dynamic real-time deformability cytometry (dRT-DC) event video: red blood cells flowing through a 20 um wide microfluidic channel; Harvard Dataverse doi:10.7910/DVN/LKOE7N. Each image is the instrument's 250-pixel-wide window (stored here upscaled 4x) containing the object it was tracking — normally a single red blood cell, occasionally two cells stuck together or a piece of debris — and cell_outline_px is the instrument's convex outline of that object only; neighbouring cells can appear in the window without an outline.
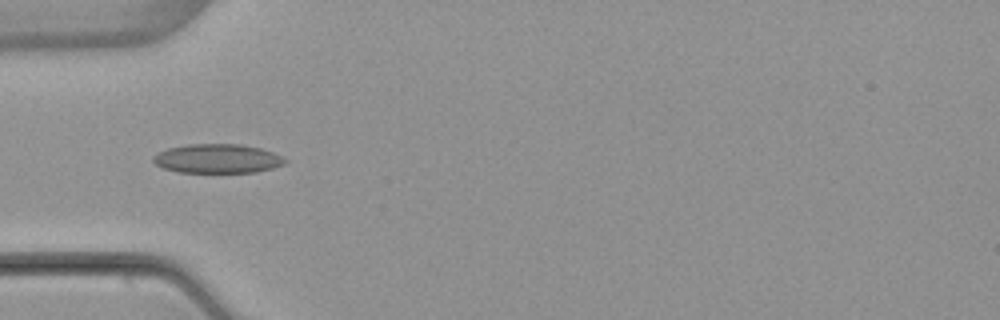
{"species": "common noctule bat (a hibernating species)", "species_latin": "Nyctalus noctula", "temperature_condition": "warm", "stored_images_in_passage": 5, "camera_frame_rate_fps": 3000, "um_per_image_px": 0.085, "animal": {"sex": "female", "body_mass_g": 22.7, "forearm_length_mm": 54.2}, "frame": {"image": 1, "passage_image": 3, "time_ms": 2.667, "image_size_px": [1000, 320], "cell_outline_px": [[288, 160], [284, 164], [272, 168], [256, 172], [180, 172], [164, 168], [156, 164], [152, 160], [152, 156], [168, 148], [188, 144], [240, 144], [260, 148], [284, 156]], "centroid_in_image_um": [18.51, 13.48], "position_along_channel_um": 66.5, "area_um2": 22.31}}
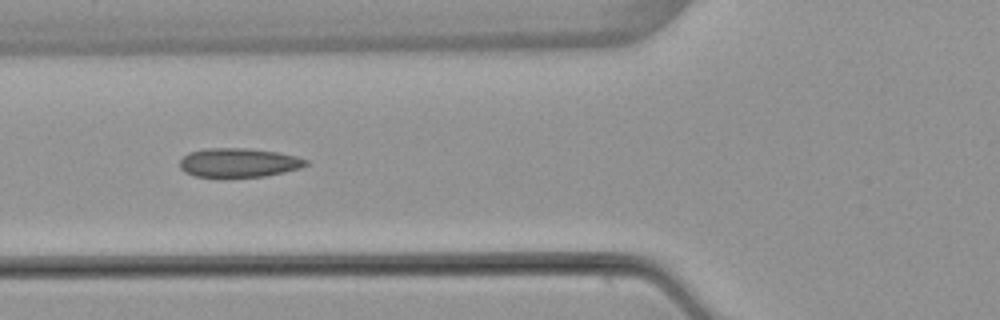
{"frame": {"image": 2, "passage_image": 4, "time_ms": 3.667, "image_size_px": [1000, 320], "cell_outline_px": [[308, 164], [300, 168], [284, 172], [264, 176], [196, 176], [184, 172], [180, 168], [180, 160], [188, 152], [208, 148], [248, 148], [280, 152], [296, 156], [308, 160]], "centroid_in_image_um": [20.3, 13.81], "position_along_channel_um": 105.5, "area_um2": 21.21}}